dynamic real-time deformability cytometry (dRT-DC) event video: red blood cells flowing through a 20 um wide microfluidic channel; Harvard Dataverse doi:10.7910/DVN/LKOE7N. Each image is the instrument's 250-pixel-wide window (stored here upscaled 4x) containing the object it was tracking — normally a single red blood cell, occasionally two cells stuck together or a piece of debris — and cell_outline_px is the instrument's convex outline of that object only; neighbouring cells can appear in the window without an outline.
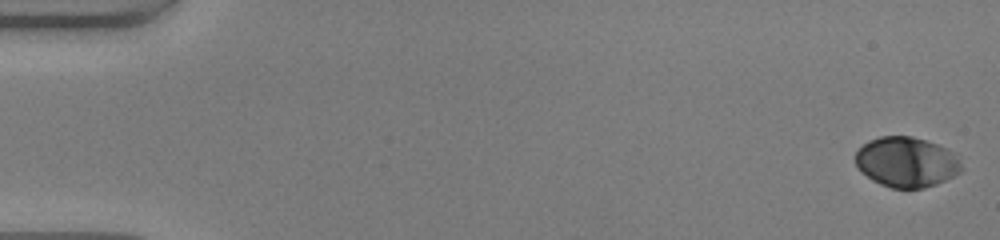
{"species": "human", "species_latin": "Homo sapiens", "temperature_condition": "warm", "stored_images_in_passage": 51, "camera_frame_rate_fps": 3000, "um_per_image_px": 0.085, "donor": {"sex": "male"}, "frame": {"image": 1, "passage_image": 1, "time_ms": 0.0, "image_size_px": [1000, 240], "cell_outline_px": [[964, 168], [960, 172], [936, 184], [924, 188], [892, 188], [880, 184], [872, 180], [860, 172], [856, 164], [856, 152], [868, 140], [880, 136], [912, 136], [948, 148], [956, 152]], "centroid_in_image_um": [77.07, 13.77], "position_along_channel_um": 7.9, "area_um2": 31.21}}
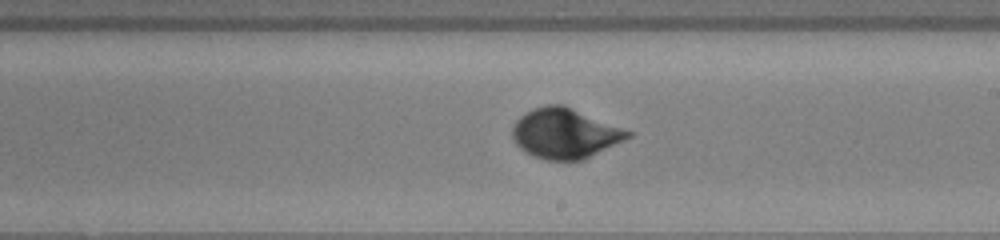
{"frame": {"image": 2, "passage_image": 30, "time_ms": 9.667, "image_size_px": [1000, 240], "cell_outline_px": [[632, 136], [584, 160], [548, 160], [536, 156], [520, 148], [512, 140], [512, 124], [524, 112], [544, 104], [564, 104], [632, 132]], "centroid_in_image_um": [47.99, 11.32], "position_along_channel_um": 241.0, "area_um2": 33.7}}
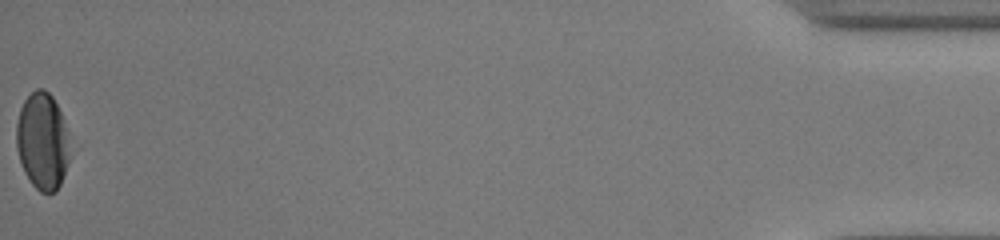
{"frame": {"image": 3, "passage_image": 51, "time_ms": 16.667, "image_size_px": [1000, 240], "cell_outline_px": [[68, 164], [60, 184], [56, 192], [40, 192], [32, 184], [24, 172], [16, 148], [16, 124], [20, 108], [24, 100], [36, 88], [44, 88], [52, 96], [60, 112], [68, 132]], "centroid_in_image_um": [3.59, 11.99], "position_along_channel_um": 431.6, "area_um2": 30.11}, "authors_computed_cell_mechanics": {"area_um2": 32.079, "velocity_mm_per_s": 4.1216, "shape_relaxation_time_tau1_ms": 3.2683, "shape_relaxation_time_tau2_ms": null, "deformation_change_tau1": 0.169, "deformation_change_tau2": null}}